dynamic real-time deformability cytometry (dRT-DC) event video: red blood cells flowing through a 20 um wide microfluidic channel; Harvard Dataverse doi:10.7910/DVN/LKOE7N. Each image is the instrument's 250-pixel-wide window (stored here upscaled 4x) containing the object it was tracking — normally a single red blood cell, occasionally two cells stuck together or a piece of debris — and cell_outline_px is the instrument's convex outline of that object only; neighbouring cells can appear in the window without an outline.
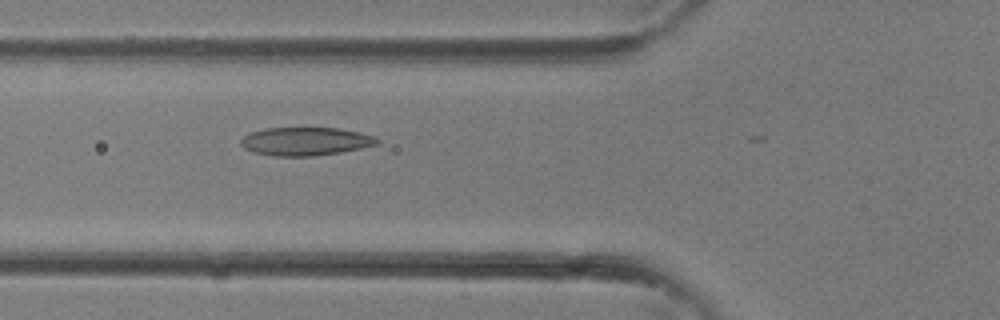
{"species": "common noctule bat (a hibernating species)", "species_latin": "Nyctalus noctula", "temperature_condition": "room temperature", "stored_images_in_passage": 4, "camera_frame_rate_fps": 3000, "um_per_image_px": 0.085, "animal": {"sex": "female"}, "frame": {"image": 1, "passage_image": 4, "time_ms": 1.0, "image_size_px": [1000, 320], "cell_outline_px": [[380, 144], [340, 152], [316, 156], [272, 156], [252, 152], [244, 148], [240, 144], [240, 140], [244, 136], [252, 132], [268, 128], [340, 128], [360, 132], [376, 136], [380, 140]], "centroid_in_image_um": [26.0, 12.02], "position_along_channel_um": 99.8, "area_um2": 22.6}}